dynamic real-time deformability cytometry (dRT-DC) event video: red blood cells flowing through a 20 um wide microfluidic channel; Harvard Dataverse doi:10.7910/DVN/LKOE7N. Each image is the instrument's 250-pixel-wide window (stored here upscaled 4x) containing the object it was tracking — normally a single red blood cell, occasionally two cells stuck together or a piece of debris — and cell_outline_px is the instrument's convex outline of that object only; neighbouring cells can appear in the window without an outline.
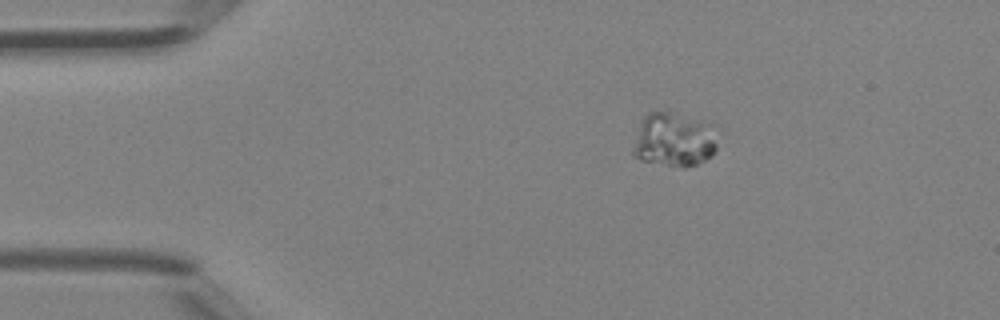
{"species": "Egyptian fruit bat (a non-hibernating species)", "species_latin": "Rousettus aegyptiacus", "temperature_condition": "room temperature", "stored_images_in_passage": 4, "camera_frame_rate_fps": 3000, "um_per_image_px": 0.085, "animal": {"sex": "female"}, "frame": {"image": 1, "passage_image": 1, "time_ms": 0.0, "image_size_px": [1000, 320], "cell_outline_px": [[716, 148], [712, 156], [696, 164], [684, 168], [640, 160], [632, 152], [640, 120], [648, 112], [668, 112], [700, 120], [712, 124], [716, 144]], "centroid_in_image_um": [57.27, 11.89], "position_along_channel_um": 27.7, "area_um2": 26.41}}
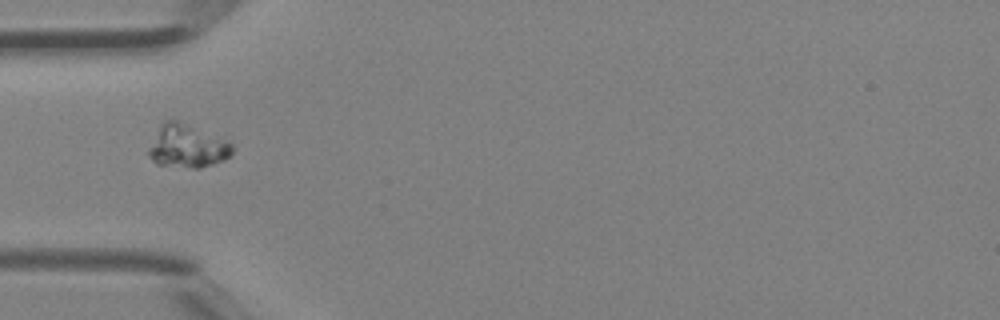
{"frame": {"image": 2, "passage_image": 3, "time_ms": 0.667, "image_size_px": [1000, 320], "cell_outline_px": [[232, 152], [224, 160], [200, 168], [192, 168], [156, 164], [148, 156], [148, 148], [160, 124], [164, 120], [176, 120], [232, 144]], "centroid_in_image_um": [15.84, 12.45], "position_along_channel_um": 69.2, "area_um2": 20.46}}
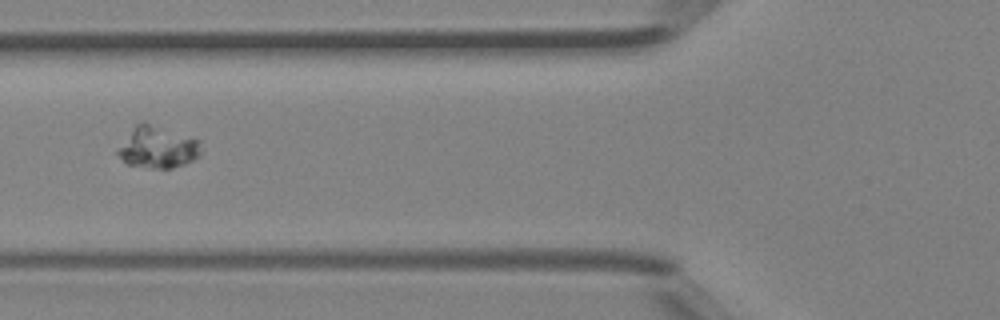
{"frame": {"image": 3, "passage_image": 4, "time_ms": 1.0, "image_size_px": [1000, 320], "cell_outline_px": [[200, 156], [184, 164], [172, 168], [152, 168], [128, 164], [116, 152], [116, 148], [136, 124], [140, 120], [144, 120], [200, 140]], "centroid_in_image_um": [13.39, 12.49], "position_along_channel_um": 112.4, "area_um2": 20.4}}